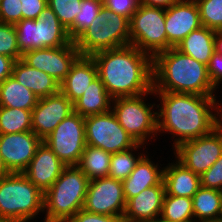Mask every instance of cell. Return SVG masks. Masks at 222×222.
<instances>
[{
  "label": "cell",
  "mask_w": 222,
  "mask_h": 222,
  "mask_svg": "<svg viewBox=\"0 0 222 222\" xmlns=\"http://www.w3.org/2000/svg\"><path fill=\"white\" fill-rule=\"evenodd\" d=\"M154 94L160 100L156 106L158 133L172 135V148L207 135L221 124L222 103L217 96L175 92Z\"/></svg>",
  "instance_id": "6da1fadb"
},
{
  "label": "cell",
  "mask_w": 222,
  "mask_h": 222,
  "mask_svg": "<svg viewBox=\"0 0 222 222\" xmlns=\"http://www.w3.org/2000/svg\"><path fill=\"white\" fill-rule=\"evenodd\" d=\"M98 77L114 99L137 96L153 89L152 57L131 44L91 55Z\"/></svg>",
  "instance_id": "7a4b0ae2"
},
{
  "label": "cell",
  "mask_w": 222,
  "mask_h": 222,
  "mask_svg": "<svg viewBox=\"0 0 222 222\" xmlns=\"http://www.w3.org/2000/svg\"><path fill=\"white\" fill-rule=\"evenodd\" d=\"M152 72L154 92L215 96L217 91L210 81L207 65L183 54L175 47L152 58Z\"/></svg>",
  "instance_id": "3957f363"
},
{
  "label": "cell",
  "mask_w": 222,
  "mask_h": 222,
  "mask_svg": "<svg viewBox=\"0 0 222 222\" xmlns=\"http://www.w3.org/2000/svg\"><path fill=\"white\" fill-rule=\"evenodd\" d=\"M89 181L78 166H66L44 193L43 222H68L83 209Z\"/></svg>",
  "instance_id": "277c9868"
},
{
  "label": "cell",
  "mask_w": 222,
  "mask_h": 222,
  "mask_svg": "<svg viewBox=\"0 0 222 222\" xmlns=\"http://www.w3.org/2000/svg\"><path fill=\"white\" fill-rule=\"evenodd\" d=\"M44 212V193L23 173L0 178V221H34Z\"/></svg>",
  "instance_id": "5b68a950"
},
{
  "label": "cell",
  "mask_w": 222,
  "mask_h": 222,
  "mask_svg": "<svg viewBox=\"0 0 222 222\" xmlns=\"http://www.w3.org/2000/svg\"><path fill=\"white\" fill-rule=\"evenodd\" d=\"M74 42L81 56L129 45V20L103 6L91 25Z\"/></svg>",
  "instance_id": "8992f818"
},
{
  "label": "cell",
  "mask_w": 222,
  "mask_h": 222,
  "mask_svg": "<svg viewBox=\"0 0 222 222\" xmlns=\"http://www.w3.org/2000/svg\"><path fill=\"white\" fill-rule=\"evenodd\" d=\"M148 95H155L154 90L150 92L127 97H117L112 101L111 110L115 114L120 125L134 138L137 143L148 145L149 139L158 135L157 111L155 104L146 103Z\"/></svg>",
  "instance_id": "52a82bcc"
},
{
  "label": "cell",
  "mask_w": 222,
  "mask_h": 222,
  "mask_svg": "<svg viewBox=\"0 0 222 222\" xmlns=\"http://www.w3.org/2000/svg\"><path fill=\"white\" fill-rule=\"evenodd\" d=\"M130 44L152 58L167 50L165 8L139 4L129 21Z\"/></svg>",
  "instance_id": "ba28073f"
},
{
  "label": "cell",
  "mask_w": 222,
  "mask_h": 222,
  "mask_svg": "<svg viewBox=\"0 0 222 222\" xmlns=\"http://www.w3.org/2000/svg\"><path fill=\"white\" fill-rule=\"evenodd\" d=\"M86 144L109 153L129 150L138 143L120 125L112 110L85 117Z\"/></svg>",
  "instance_id": "9c48e42d"
},
{
  "label": "cell",
  "mask_w": 222,
  "mask_h": 222,
  "mask_svg": "<svg viewBox=\"0 0 222 222\" xmlns=\"http://www.w3.org/2000/svg\"><path fill=\"white\" fill-rule=\"evenodd\" d=\"M43 142L66 166H77L86 146L85 117L71 113Z\"/></svg>",
  "instance_id": "30bf717a"
},
{
  "label": "cell",
  "mask_w": 222,
  "mask_h": 222,
  "mask_svg": "<svg viewBox=\"0 0 222 222\" xmlns=\"http://www.w3.org/2000/svg\"><path fill=\"white\" fill-rule=\"evenodd\" d=\"M172 150L175 159L194 173L202 175L222 155V125L207 135L180 143Z\"/></svg>",
  "instance_id": "8fae6325"
},
{
  "label": "cell",
  "mask_w": 222,
  "mask_h": 222,
  "mask_svg": "<svg viewBox=\"0 0 222 222\" xmlns=\"http://www.w3.org/2000/svg\"><path fill=\"white\" fill-rule=\"evenodd\" d=\"M83 209L90 213L123 217L126 200L122 181L110 177L90 180Z\"/></svg>",
  "instance_id": "7c38bea8"
},
{
  "label": "cell",
  "mask_w": 222,
  "mask_h": 222,
  "mask_svg": "<svg viewBox=\"0 0 222 222\" xmlns=\"http://www.w3.org/2000/svg\"><path fill=\"white\" fill-rule=\"evenodd\" d=\"M80 56L75 42L60 47L34 49L22 55V60L30 67L44 71L60 84L70 71L72 64Z\"/></svg>",
  "instance_id": "4fadbf2b"
},
{
  "label": "cell",
  "mask_w": 222,
  "mask_h": 222,
  "mask_svg": "<svg viewBox=\"0 0 222 222\" xmlns=\"http://www.w3.org/2000/svg\"><path fill=\"white\" fill-rule=\"evenodd\" d=\"M41 143L32 131L0 134V156L9 173H23Z\"/></svg>",
  "instance_id": "5bb4252c"
},
{
  "label": "cell",
  "mask_w": 222,
  "mask_h": 222,
  "mask_svg": "<svg viewBox=\"0 0 222 222\" xmlns=\"http://www.w3.org/2000/svg\"><path fill=\"white\" fill-rule=\"evenodd\" d=\"M32 132L42 141L74 112L73 103L61 92L38 99L32 109Z\"/></svg>",
  "instance_id": "9a60e30c"
},
{
  "label": "cell",
  "mask_w": 222,
  "mask_h": 222,
  "mask_svg": "<svg viewBox=\"0 0 222 222\" xmlns=\"http://www.w3.org/2000/svg\"><path fill=\"white\" fill-rule=\"evenodd\" d=\"M202 26L195 1L181 0L165 9L167 50L182 41L190 32Z\"/></svg>",
  "instance_id": "2e32d148"
},
{
  "label": "cell",
  "mask_w": 222,
  "mask_h": 222,
  "mask_svg": "<svg viewBox=\"0 0 222 222\" xmlns=\"http://www.w3.org/2000/svg\"><path fill=\"white\" fill-rule=\"evenodd\" d=\"M66 165L42 141L23 174L43 193L59 178Z\"/></svg>",
  "instance_id": "e0dca14e"
},
{
  "label": "cell",
  "mask_w": 222,
  "mask_h": 222,
  "mask_svg": "<svg viewBox=\"0 0 222 222\" xmlns=\"http://www.w3.org/2000/svg\"><path fill=\"white\" fill-rule=\"evenodd\" d=\"M164 195L165 184L162 180L130 198L126 202L124 222H154L159 219Z\"/></svg>",
  "instance_id": "ac0fdd59"
},
{
  "label": "cell",
  "mask_w": 222,
  "mask_h": 222,
  "mask_svg": "<svg viewBox=\"0 0 222 222\" xmlns=\"http://www.w3.org/2000/svg\"><path fill=\"white\" fill-rule=\"evenodd\" d=\"M97 77V66L93 58L80 55L72 64L65 79L60 83V92L74 103Z\"/></svg>",
  "instance_id": "d6986e66"
},
{
  "label": "cell",
  "mask_w": 222,
  "mask_h": 222,
  "mask_svg": "<svg viewBox=\"0 0 222 222\" xmlns=\"http://www.w3.org/2000/svg\"><path fill=\"white\" fill-rule=\"evenodd\" d=\"M146 153L148 152H145L136 163L134 170L122 181L126 202L146 188L158 185L163 180V167L161 168L158 162H153Z\"/></svg>",
  "instance_id": "ffe728a7"
},
{
  "label": "cell",
  "mask_w": 222,
  "mask_h": 222,
  "mask_svg": "<svg viewBox=\"0 0 222 222\" xmlns=\"http://www.w3.org/2000/svg\"><path fill=\"white\" fill-rule=\"evenodd\" d=\"M163 181L168 195L192 198L201 186L200 175L185 167L177 159L163 166Z\"/></svg>",
  "instance_id": "44dd1931"
},
{
  "label": "cell",
  "mask_w": 222,
  "mask_h": 222,
  "mask_svg": "<svg viewBox=\"0 0 222 222\" xmlns=\"http://www.w3.org/2000/svg\"><path fill=\"white\" fill-rule=\"evenodd\" d=\"M12 76L39 99L60 92L58 81L44 71L30 67L22 59L15 61Z\"/></svg>",
  "instance_id": "7402d4cb"
},
{
  "label": "cell",
  "mask_w": 222,
  "mask_h": 222,
  "mask_svg": "<svg viewBox=\"0 0 222 222\" xmlns=\"http://www.w3.org/2000/svg\"><path fill=\"white\" fill-rule=\"evenodd\" d=\"M36 34L39 49L65 46L73 41L68 34V30L61 24L48 5L36 19Z\"/></svg>",
  "instance_id": "603a6c76"
},
{
  "label": "cell",
  "mask_w": 222,
  "mask_h": 222,
  "mask_svg": "<svg viewBox=\"0 0 222 222\" xmlns=\"http://www.w3.org/2000/svg\"><path fill=\"white\" fill-rule=\"evenodd\" d=\"M215 34V30L201 26L190 32L175 48L208 66L210 58L215 52Z\"/></svg>",
  "instance_id": "cb8c5ba5"
},
{
  "label": "cell",
  "mask_w": 222,
  "mask_h": 222,
  "mask_svg": "<svg viewBox=\"0 0 222 222\" xmlns=\"http://www.w3.org/2000/svg\"><path fill=\"white\" fill-rule=\"evenodd\" d=\"M113 98L105 89L101 79L93 80L88 89L74 103V112L83 117L108 112L111 110Z\"/></svg>",
  "instance_id": "d4e9b609"
},
{
  "label": "cell",
  "mask_w": 222,
  "mask_h": 222,
  "mask_svg": "<svg viewBox=\"0 0 222 222\" xmlns=\"http://www.w3.org/2000/svg\"><path fill=\"white\" fill-rule=\"evenodd\" d=\"M38 99L12 75L0 84V106L32 110L37 105Z\"/></svg>",
  "instance_id": "484cf974"
},
{
  "label": "cell",
  "mask_w": 222,
  "mask_h": 222,
  "mask_svg": "<svg viewBox=\"0 0 222 222\" xmlns=\"http://www.w3.org/2000/svg\"><path fill=\"white\" fill-rule=\"evenodd\" d=\"M192 201L195 222L222 219V200L219 190L200 186Z\"/></svg>",
  "instance_id": "4316f807"
},
{
  "label": "cell",
  "mask_w": 222,
  "mask_h": 222,
  "mask_svg": "<svg viewBox=\"0 0 222 222\" xmlns=\"http://www.w3.org/2000/svg\"><path fill=\"white\" fill-rule=\"evenodd\" d=\"M112 154L101 148L85 146L78 167L89 180L108 177Z\"/></svg>",
  "instance_id": "83f0119b"
},
{
  "label": "cell",
  "mask_w": 222,
  "mask_h": 222,
  "mask_svg": "<svg viewBox=\"0 0 222 222\" xmlns=\"http://www.w3.org/2000/svg\"><path fill=\"white\" fill-rule=\"evenodd\" d=\"M159 219L166 222H195L192 198L165 192Z\"/></svg>",
  "instance_id": "f1b7e54d"
},
{
  "label": "cell",
  "mask_w": 222,
  "mask_h": 222,
  "mask_svg": "<svg viewBox=\"0 0 222 222\" xmlns=\"http://www.w3.org/2000/svg\"><path fill=\"white\" fill-rule=\"evenodd\" d=\"M31 111L0 106V134L32 131Z\"/></svg>",
  "instance_id": "f546056e"
},
{
  "label": "cell",
  "mask_w": 222,
  "mask_h": 222,
  "mask_svg": "<svg viewBox=\"0 0 222 222\" xmlns=\"http://www.w3.org/2000/svg\"><path fill=\"white\" fill-rule=\"evenodd\" d=\"M143 147L146 149L144 144L138 143L135 147L129 150L112 153L108 177L120 181L125 180L134 170L135 165L139 159L145 154L138 152V154L135 155L133 152L139 151L138 149Z\"/></svg>",
  "instance_id": "4dcf8cb0"
},
{
  "label": "cell",
  "mask_w": 222,
  "mask_h": 222,
  "mask_svg": "<svg viewBox=\"0 0 222 222\" xmlns=\"http://www.w3.org/2000/svg\"><path fill=\"white\" fill-rule=\"evenodd\" d=\"M81 11L77 13L74 25L68 30L70 38L74 41L93 20L99 15L103 1L82 0Z\"/></svg>",
  "instance_id": "1f68e13d"
},
{
  "label": "cell",
  "mask_w": 222,
  "mask_h": 222,
  "mask_svg": "<svg viewBox=\"0 0 222 222\" xmlns=\"http://www.w3.org/2000/svg\"><path fill=\"white\" fill-rule=\"evenodd\" d=\"M202 26L215 31H222V0L195 1Z\"/></svg>",
  "instance_id": "d6a6232c"
},
{
  "label": "cell",
  "mask_w": 222,
  "mask_h": 222,
  "mask_svg": "<svg viewBox=\"0 0 222 222\" xmlns=\"http://www.w3.org/2000/svg\"><path fill=\"white\" fill-rule=\"evenodd\" d=\"M14 26L17 32L18 47L21 55L34 49H39L36 34V20L22 19L14 24Z\"/></svg>",
  "instance_id": "836d02e7"
},
{
  "label": "cell",
  "mask_w": 222,
  "mask_h": 222,
  "mask_svg": "<svg viewBox=\"0 0 222 222\" xmlns=\"http://www.w3.org/2000/svg\"><path fill=\"white\" fill-rule=\"evenodd\" d=\"M81 3L82 0H47L48 6L67 30L74 25L77 13L81 11Z\"/></svg>",
  "instance_id": "e575fe53"
},
{
  "label": "cell",
  "mask_w": 222,
  "mask_h": 222,
  "mask_svg": "<svg viewBox=\"0 0 222 222\" xmlns=\"http://www.w3.org/2000/svg\"><path fill=\"white\" fill-rule=\"evenodd\" d=\"M0 54L13 58L15 61L22 59L14 24L0 22Z\"/></svg>",
  "instance_id": "d590c367"
},
{
  "label": "cell",
  "mask_w": 222,
  "mask_h": 222,
  "mask_svg": "<svg viewBox=\"0 0 222 222\" xmlns=\"http://www.w3.org/2000/svg\"><path fill=\"white\" fill-rule=\"evenodd\" d=\"M22 20L20 0H0V22L16 24Z\"/></svg>",
  "instance_id": "8d00e7d4"
},
{
  "label": "cell",
  "mask_w": 222,
  "mask_h": 222,
  "mask_svg": "<svg viewBox=\"0 0 222 222\" xmlns=\"http://www.w3.org/2000/svg\"><path fill=\"white\" fill-rule=\"evenodd\" d=\"M201 186L204 188L220 190L222 188V155L202 175H200Z\"/></svg>",
  "instance_id": "74e56055"
},
{
  "label": "cell",
  "mask_w": 222,
  "mask_h": 222,
  "mask_svg": "<svg viewBox=\"0 0 222 222\" xmlns=\"http://www.w3.org/2000/svg\"><path fill=\"white\" fill-rule=\"evenodd\" d=\"M139 4V0H103L105 8L126 17L129 21Z\"/></svg>",
  "instance_id": "f35d334b"
},
{
  "label": "cell",
  "mask_w": 222,
  "mask_h": 222,
  "mask_svg": "<svg viewBox=\"0 0 222 222\" xmlns=\"http://www.w3.org/2000/svg\"><path fill=\"white\" fill-rule=\"evenodd\" d=\"M68 222H124L122 216L101 215L79 210Z\"/></svg>",
  "instance_id": "ab89813d"
},
{
  "label": "cell",
  "mask_w": 222,
  "mask_h": 222,
  "mask_svg": "<svg viewBox=\"0 0 222 222\" xmlns=\"http://www.w3.org/2000/svg\"><path fill=\"white\" fill-rule=\"evenodd\" d=\"M22 19H38L41 11L48 5L47 0H20Z\"/></svg>",
  "instance_id": "60d3db41"
},
{
  "label": "cell",
  "mask_w": 222,
  "mask_h": 222,
  "mask_svg": "<svg viewBox=\"0 0 222 222\" xmlns=\"http://www.w3.org/2000/svg\"><path fill=\"white\" fill-rule=\"evenodd\" d=\"M207 68L212 85L219 89L218 86L222 84V55L215 51L210 58Z\"/></svg>",
  "instance_id": "b9f144b4"
},
{
  "label": "cell",
  "mask_w": 222,
  "mask_h": 222,
  "mask_svg": "<svg viewBox=\"0 0 222 222\" xmlns=\"http://www.w3.org/2000/svg\"><path fill=\"white\" fill-rule=\"evenodd\" d=\"M15 60L0 54V84L12 75Z\"/></svg>",
  "instance_id": "7bdbcfd3"
},
{
  "label": "cell",
  "mask_w": 222,
  "mask_h": 222,
  "mask_svg": "<svg viewBox=\"0 0 222 222\" xmlns=\"http://www.w3.org/2000/svg\"><path fill=\"white\" fill-rule=\"evenodd\" d=\"M181 0H139L141 5L169 8L171 5L179 2Z\"/></svg>",
  "instance_id": "ee69618b"
},
{
  "label": "cell",
  "mask_w": 222,
  "mask_h": 222,
  "mask_svg": "<svg viewBox=\"0 0 222 222\" xmlns=\"http://www.w3.org/2000/svg\"><path fill=\"white\" fill-rule=\"evenodd\" d=\"M214 43L215 51L222 55V31H216Z\"/></svg>",
  "instance_id": "f6af8a7d"
},
{
  "label": "cell",
  "mask_w": 222,
  "mask_h": 222,
  "mask_svg": "<svg viewBox=\"0 0 222 222\" xmlns=\"http://www.w3.org/2000/svg\"><path fill=\"white\" fill-rule=\"evenodd\" d=\"M8 174H9V171L5 167V165L1 159V156H0V178H3L4 176H7Z\"/></svg>",
  "instance_id": "bcb514c9"
},
{
  "label": "cell",
  "mask_w": 222,
  "mask_h": 222,
  "mask_svg": "<svg viewBox=\"0 0 222 222\" xmlns=\"http://www.w3.org/2000/svg\"><path fill=\"white\" fill-rule=\"evenodd\" d=\"M204 222H222V219H220V220H212V221H204Z\"/></svg>",
  "instance_id": "7dc6e473"
},
{
  "label": "cell",
  "mask_w": 222,
  "mask_h": 222,
  "mask_svg": "<svg viewBox=\"0 0 222 222\" xmlns=\"http://www.w3.org/2000/svg\"><path fill=\"white\" fill-rule=\"evenodd\" d=\"M0 222H28V221H0Z\"/></svg>",
  "instance_id": "c3c4849f"
},
{
  "label": "cell",
  "mask_w": 222,
  "mask_h": 222,
  "mask_svg": "<svg viewBox=\"0 0 222 222\" xmlns=\"http://www.w3.org/2000/svg\"><path fill=\"white\" fill-rule=\"evenodd\" d=\"M154 222H166V221H163V220H161V219H157V220H155Z\"/></svg>",
  "instance_id": "681fc988"
},
{
  "label": "cell",
  "mask_w": 222,
  "mask_h": 222,
  "mask_svg": "<svg viewBox=\"0 0 222 222\" xmlns=\"http://www.w3.org/2000/svg\"><path fill=\"white\" fill-rule=\"evenodd\" d=\"M219 191H220L221 200H222V188Z\"/></svg>",
  "instance_id": "f907efd6"
},
{
  "label": "cell",
  "mask_w": 222,
  "mask_h": 222,
  "mask_svg": "<svg viewBox=\"0 0 222 222\" xmlns=\"http://www.w3.org/2000/svg\"><path fill=\"white\" fill-rule=\"evenodd\" d=\"M221 125H222V107H221Z\"/></svg>",
  "instance_id": "816d5d0a"
}]
</instances>
